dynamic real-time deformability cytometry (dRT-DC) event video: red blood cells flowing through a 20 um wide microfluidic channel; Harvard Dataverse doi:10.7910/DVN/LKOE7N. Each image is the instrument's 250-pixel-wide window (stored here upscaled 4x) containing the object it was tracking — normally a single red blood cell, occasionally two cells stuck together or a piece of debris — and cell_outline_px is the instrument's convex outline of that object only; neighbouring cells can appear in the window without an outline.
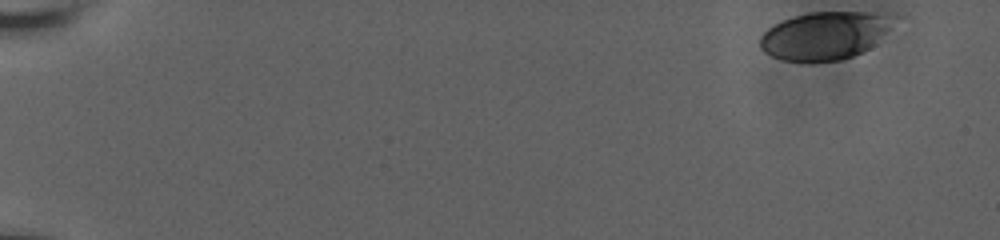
{"species": "human", "species_latin": "Homo sapiens", "temperature_condition": "room temperature", "stored_images_in_passage": 29, "camera_frame_rate_fps": 3000, "um_per_image_px": 0.085, "donor": {"sex": "male"}, "frame": {"image": 1, "passage_image": 1, "time_ms": 0.0, "image_size_px": [1000, 240], "cell_outline_px": [[904, 16], [868, 48], [852, 56], [840, 60], [784, 60], [772, 56], [764, 52], [760, 48], [760, 36], [768, 28], [792, 16], [808, 12], [896, 12]], "centroid_in_image_um": [70.22, 2.96], "position_along_channel_um": 14.8, "area_um2": 37.51}}
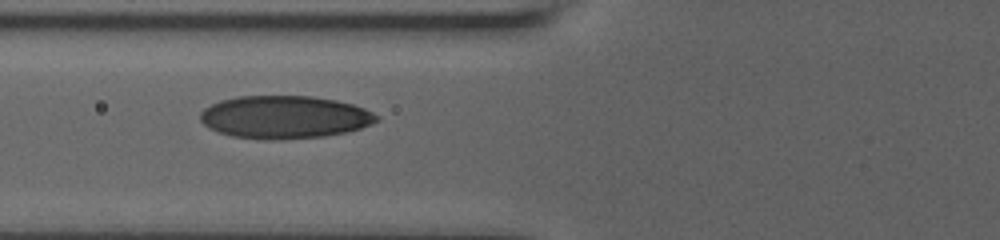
{"frame": {"image": 2, "passage_image": 17, "time_ms": 7.333, "image_size_px": [1000, 240], "cell_outline_px": [[380, 120], [372, 124], [360, 128], [344, 132], [324, 136], [272, 140], [232, 136], [208, 128], [200, 120], [200, 112], [204, 108], [220, 100], [236, 96], [312, 96], [336, 100], [352, 104], [364, 108], [380, 116]], "centroid_in_image_um": [24.19, 9.94], "position_along_channel_um": 101.6, "area_um2": 43.99}}
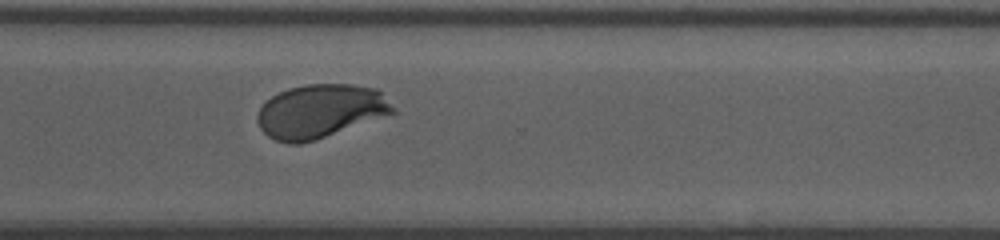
{"frame": {"image": 3, "passage_image": 29, "time_ms": 14.0, "image_size_px": [1000, 240], "cell_outline_px": [[396, 112], [316, 140], [300, 144], [288, 144], [276, 140], [268, 136], [260, 128], [256, 120], [256, 116], [260, 108], [272, 96], [288, 88], [304, 84], [352, 84], [376, 88], [396, 108]], "centroid_in_image_um": [27.22, 9.45], "position_along_channel_um": 343.4, "area_um2": 42.37}}